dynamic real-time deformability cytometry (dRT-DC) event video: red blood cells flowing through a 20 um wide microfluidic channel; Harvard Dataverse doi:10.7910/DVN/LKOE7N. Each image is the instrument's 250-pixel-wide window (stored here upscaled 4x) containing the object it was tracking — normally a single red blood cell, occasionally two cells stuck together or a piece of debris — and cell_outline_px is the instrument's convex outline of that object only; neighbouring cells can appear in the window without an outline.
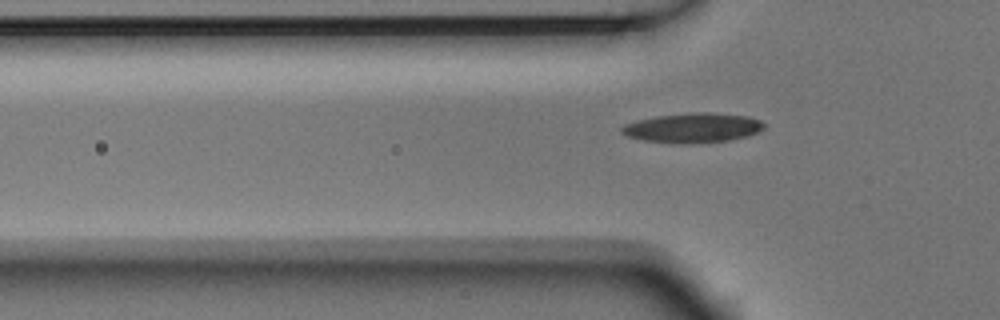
{"species": "Egyptian fruit bat (a non-hibernating species)", "species_latin": "Rousettus aegyptiacus", "temperature_condition": "room temperature", "stored_images_in_passage": 7, "segment_of_instrument_passage": [2, 2], "camera_frame_rate_fps": 3000, "um_per_image_px": 0.085, "animal": {"sex": "male"}, "frame": {"image": 1, "passage_image": 7, "time_ms": 2.0, "image_size_px": [1000, 320], "cell_outline_px": [[764, 128], [748, 136], [728, 140], [688, 144], [672, 144], [644, 140], [628, 136], [620, 132], [620, 128], [624, 124], [636, 120], [656, 116], [692, 112], [712, 112], [748, 116], [760, 120], [764, 124]], "centroid_in_image_um": [58.86, 10.86], "position_along_channel_um": 66.9, "area_um2": 24.8}}